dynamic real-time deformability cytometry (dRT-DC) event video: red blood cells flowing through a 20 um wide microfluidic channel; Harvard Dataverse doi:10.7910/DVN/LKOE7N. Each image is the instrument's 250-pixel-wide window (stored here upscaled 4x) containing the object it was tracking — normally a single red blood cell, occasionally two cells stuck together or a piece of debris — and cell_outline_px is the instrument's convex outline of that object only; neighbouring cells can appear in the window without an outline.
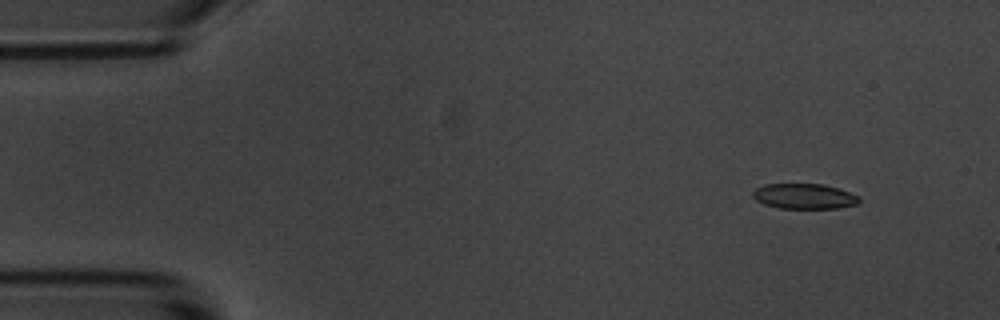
{"species": "common noctule bat (a hibernating species)", "species_latin": "Nyctalus noctula", "temperature_condition": "room temperature", "stored_images_in_passage": 5, "camera_frame_rate_fps": 3000, "um_per_image_px": 0.085, "animal": {"sex": "male", "body_mass_g": 20.1, "forearm_length_mm": 53.5}, "frame": {"image": 1, "passage_image": 2, "time_ms": 1.0, "image_size_px": [1000, 320], "cell_outline_px": [[860, 200], [856, 204], [840, 208], [780, 208], [764, 204], [756, 200], [752, 196], [752, 192], [756, 188], [764, 184], [824, 184], [840, 188], [860, 196]], "centroid_in_image_um": [68.38, 16.67], "position_along_channel_um": 16.6, "area_um2": 15.78}}
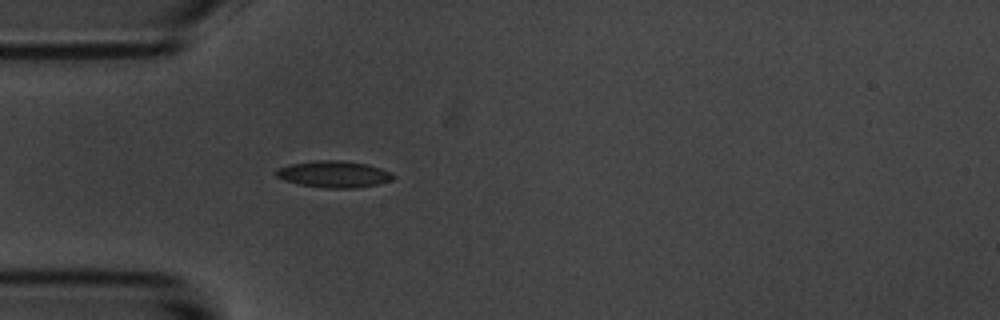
{"frame": {"image": 2, "passage_image": 5, "time_ms": 4.667, "image_size_px": [1000, 320], "cell_outline_px": [[396, 176], [392, 180], [380, 184], [352, 188], [324, 188], [300, 184], [284, 180], [276, 176], [276, 168], [288, 164], [316, 160], [344, 160], [368, 164], [392, 172]], "centroid_in_image_um": [28.4, 14.79], "position_along_channel_um": 56.6, "area_um2": 18.38}}